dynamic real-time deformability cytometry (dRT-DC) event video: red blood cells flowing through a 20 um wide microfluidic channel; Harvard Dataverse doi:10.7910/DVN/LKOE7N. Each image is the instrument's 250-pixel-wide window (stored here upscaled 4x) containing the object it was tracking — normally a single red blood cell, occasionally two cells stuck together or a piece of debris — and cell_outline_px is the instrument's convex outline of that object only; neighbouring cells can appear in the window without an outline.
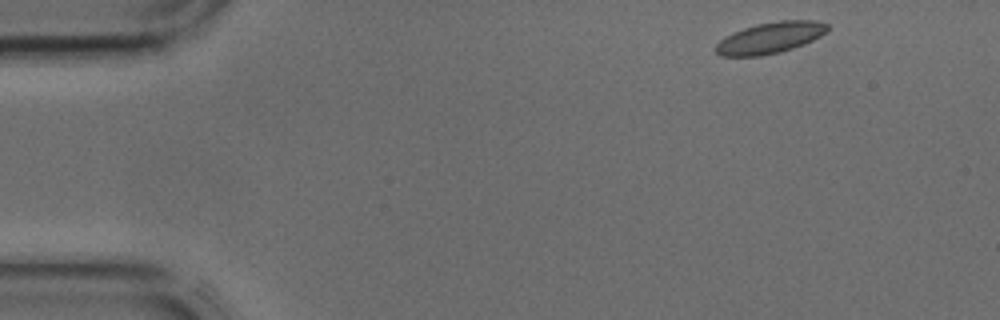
{"species": "common noctule bat (a hibernating species)", "species_latin": "Nyctalus noctula", "temperature_condition": "cold", "stored_images_in_passage": 39, "camera_frame_rate_fps": 3000, "um_per_image_px": 0.085, "animal": {"sex": "male", "body_mass_g": 17.9, "forearm_length_mm": 54.2}, "frame": {"image": 1, "passage_image": 1, "time_ms": 0.0, "image_size_px": [1000, 320], "cell_outline_px": [[828, 32], [804, 44], [780, 52], [760, 56], [720, 56], [716, 52], [716, 44], [724, 36], [732, 32], [756, 24], [780, 20], [816, 20], [828, 24]], "centroid_in_image_um": [65.46, 3.2], "position_along_channel_um": 19.5, "area_um2": 20.4}}
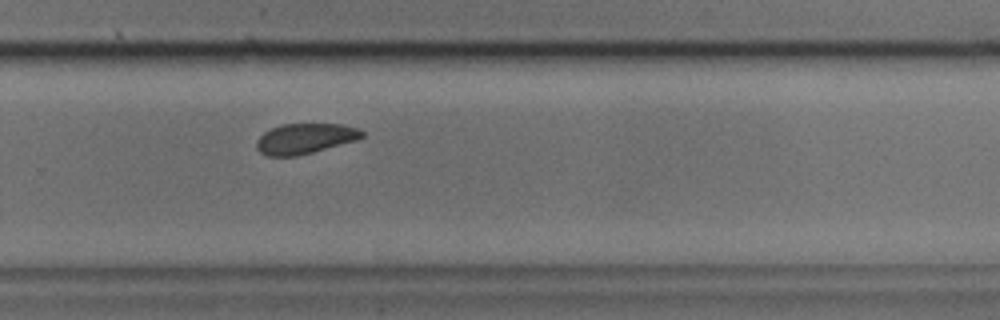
{"frame": {"image": 2, "passage_image": 25, "time_ms": 8.0, "image_size_px": [1000, 320], "cell_outline_px": [[364, 136], [356, 140], [312, 152], [296, 156], [268, 156], [260, 152], [256, 148], [256, 140], [264, 132], [272, 128], [284, 124], [340, 124], [356, 128], [364, 132]], "centroid_in_image_um": [25.9, 11.78], "position_along_channel_um": 303.9, "area_um2": 18.44}}
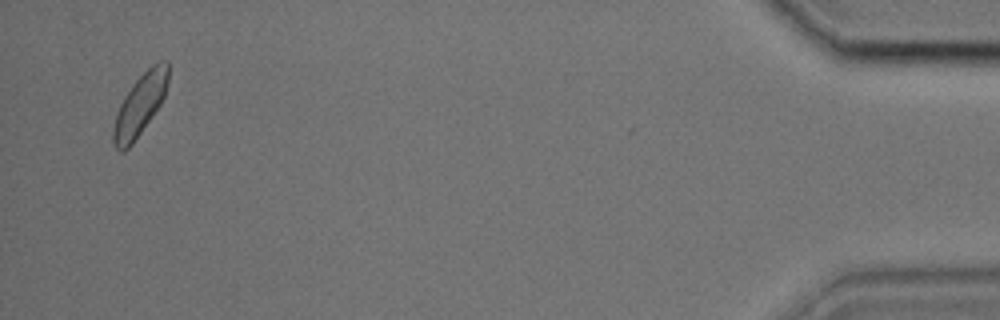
{"frame": {"image": 3, "passage_image": 38, "time_ms": 12.333, "image_size_px": [1000, 320], "cell_outline_px": [[168, 80], [164, 96], [160, 104], [152, 116], [132, 144], [124, 152], [120, 152], [112, 144], [112, 128], [120, 104], [124, 96], [132, 84], [152, 64], [160, 60], [168, 60]], "centroid_in_image_um": [11.88, 8.92], "position_along_channel_um": 423.3, "area_um2": 19.54}}